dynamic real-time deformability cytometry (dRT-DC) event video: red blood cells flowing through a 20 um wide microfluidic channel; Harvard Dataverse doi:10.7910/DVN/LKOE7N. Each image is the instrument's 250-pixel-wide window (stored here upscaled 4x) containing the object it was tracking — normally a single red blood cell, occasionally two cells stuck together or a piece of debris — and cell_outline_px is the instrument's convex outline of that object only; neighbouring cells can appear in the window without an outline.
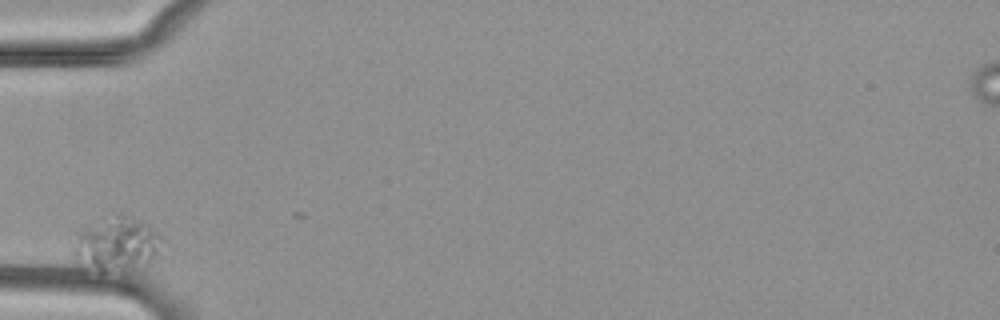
{"species": "common noctule bat (a hibernating species)", "species_latin": "Nyctalus noctula", "temperature_condition": "cold", "stored_images_in_passage": 33, "camera_frame_rate_fps": 3000, "um_per_image_px": 0.085, "animal": {"sex": "female", "body_mass_g": 29.2, "forearm_length_mm": 56.3}, "frame": {"image": 1, "passage_image": 1, "time_ms": 0.0, "image_size_px": [1000, 320], "cell_outline_px": [[164, 240], [160, 256], [148, 268], [140, 272], [124, 276], [100, 276], [76, 260], [72, 252], [72, 244], [80, 232], [120, 212], [148, 224], [164, 236]], "centroid_in_image_um": [10.05, 20.94], "position_along_channel_um": 74.9, "area_um2": 30.29}}
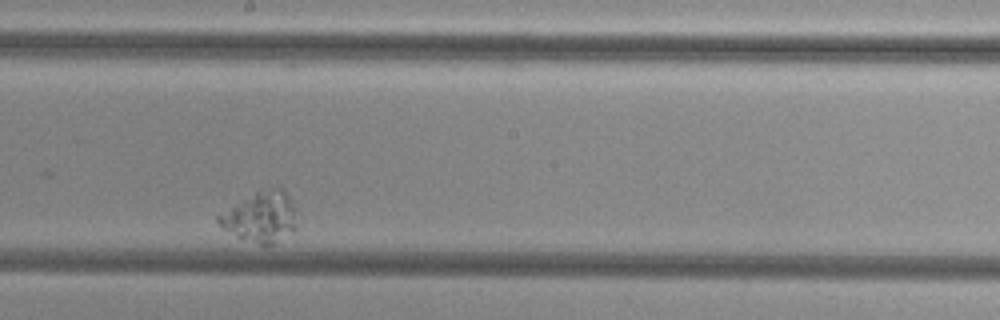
{"frame": {"image": 2, "passage_image": 18, "time_ms": 5.667, "image_size_px": [1000, 320], "cell_outline_px": [[296, 228], [292, 232], [276, 244], [260, 244], [236, 236], [224, 228], [216, 220], [216, 216], [260, 188], [280, 184], [296, 208]], "centroid_in_image_um": [22.22, 18.39], "position_along_channel_um": 226.0, "area_um2": 23.29}}
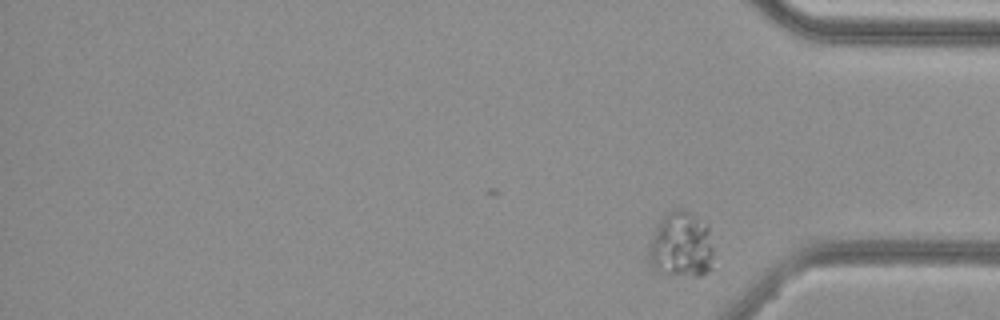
{"frame": {"image": 3, "passage_image": 33, "time_ms": 10.667, "image_size_px": [1000, 320], "cell_outline_px": [[712, 268], [708, 272], [700, 276], [692, 276], [656, 272], [652, 268], [648, 256], [656, 224], [668, 212], [676, 208], [684, 208], [708, 224], [712, 248]], "centroid_in_image_um": [57.91, 20.82], "position_along_channel_um": 377.3, "area_um2": 25.03}}